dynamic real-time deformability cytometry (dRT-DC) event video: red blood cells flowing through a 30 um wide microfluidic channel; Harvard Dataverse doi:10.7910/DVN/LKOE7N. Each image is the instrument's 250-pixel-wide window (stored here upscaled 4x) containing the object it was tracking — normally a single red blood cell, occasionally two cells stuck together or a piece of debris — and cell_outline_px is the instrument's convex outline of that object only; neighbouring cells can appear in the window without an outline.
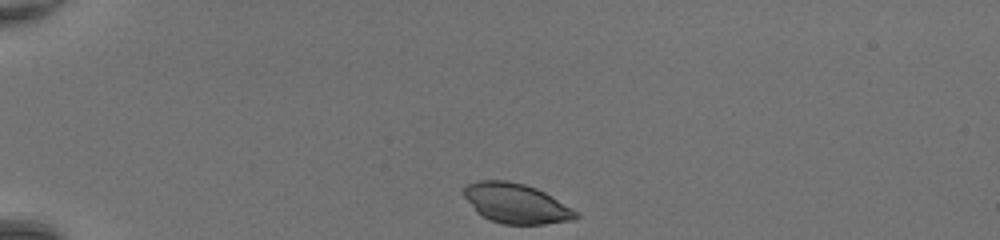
{"species": "common noctule bat (a hibernating species)", "species_latin": "Nyctalus noctula", "temperature_condition": "room temperature", "stored_images_in_passage": 37, "camera_frame_rate_fps": 3000, "um_per_image_px": 0.085, "animal": {"sex": "female", "body_mass_g": 20.0, "forearm_length_mm": 54.0}, "frame": {"image": 1, "passage_image": 1, "time_ms": 0.0, "image_size_px": [1000, 240], "cell_outline_px": [[580, 216], [572, 220], [544, 224], [504, 224], [488, 220], [476, 212], [464, 196], [464, 188], [468, 184], [480, 180], [508, 180], [524, 184], [536, 188], [552, 196], [580, 212]], "centroid_in_image_um": [43.89, 17.29], "position_along_channel_um": 41.1, "area_um2": 26.13}}
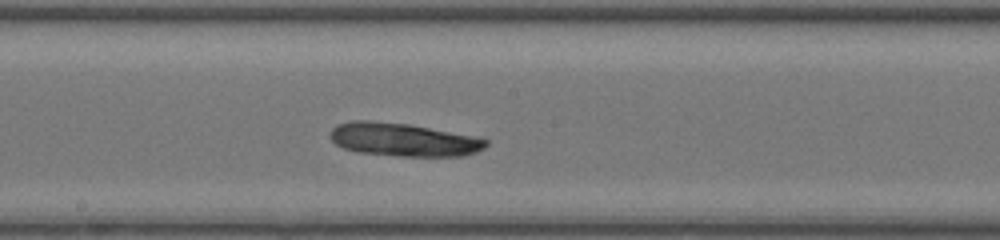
{"frame": {"image": 2, "passage_image": 17, "time_ms": 5.333, "image_size_px": [1000, 240], "cell_outline_px": [[488, 144], [484, 148], [476, 152], [464, 156], [400, 156], [356, 152], [344, 148], [336, 144], [328, 136], [332, 128], [336, 124], [352, 120], [372, 120], [408, 124], [472, 136], [488, 140]], "centroid_in_image_um": [34.23, 11.87], "position_along_channel_um": 214.0, "area_um2": 30.17}}
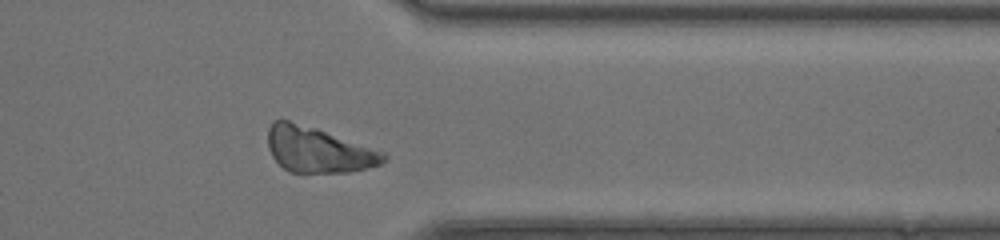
{"frame": {"image": 3, "passage_image": 29, "time_ms": 9.333, "image_size_px": [1000, 240], "cell_outline_px": [[388, 160], [380, 164], [348, 172], [288, 172], [272, 156], [268, 148], [268, 128], [272, 120], [288, 120], [316, 128], [388, 152]], "centroid_in_image_um": [27.08, 12.72], "position_along_channel_um": 384.3, "area_um2": 30.75}}